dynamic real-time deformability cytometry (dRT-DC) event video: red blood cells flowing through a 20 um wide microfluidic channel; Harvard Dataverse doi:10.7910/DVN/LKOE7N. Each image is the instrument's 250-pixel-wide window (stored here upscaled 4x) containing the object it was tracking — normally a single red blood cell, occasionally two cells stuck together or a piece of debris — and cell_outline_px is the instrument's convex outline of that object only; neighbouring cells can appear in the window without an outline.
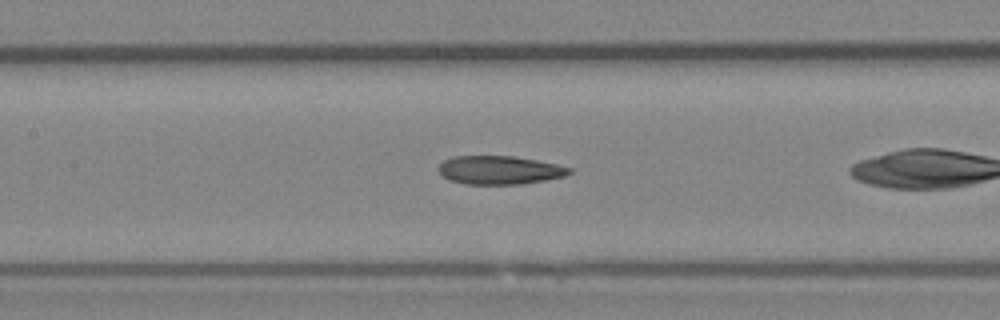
{"species": "Egyptian fruit bat (a non-hibernating species)", "species_latin": "Rousettus aegyptiacus", "temperature_condition": "room temperature", "stored_images_in_passage": 25, "camera_frame_rate_fps": 3000, "um_per_image_px": 0.085, "animal": {"sex": "female"}, "frame": {"image": 1, "passage_image": 8, "time_ms": 2.333, "image_size_px": [1000, 320], "cell_outline_px": [[572, 172], [564, 176], [544, 180], [520, 184], [468, 184], [448, 180], [436, 168], [444, 160], [452, 156], [512, 156], [536, 160], [556, 164], [572, 168]], "centroid_in_image_um": [42.44, 14.45], "position_along_channel_um": 165.0, "area_um2": 21.62}}
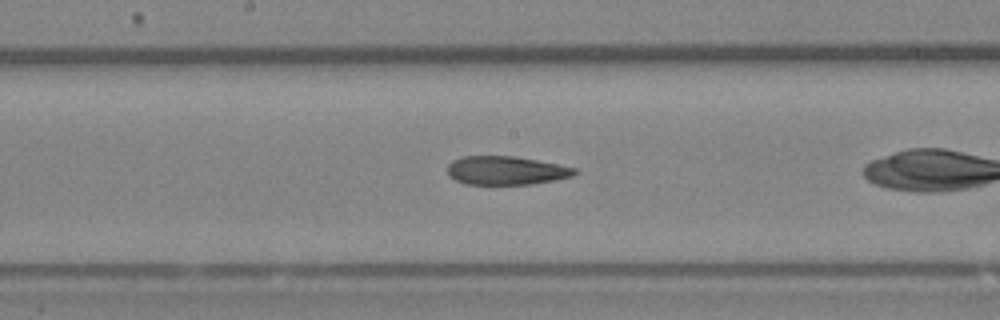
{"frame": {"image": 2, "passage_image": 11, "time_ms": 3.333, "image_size_px": [1000, 320], "cell_outline_px": [[580, 172], [572, 176], [532, 184], [464, 184], [448, 176], [448, 164], [452, 160], [464, 156], [516, 156], [576, 168]], "centroid_in_image_um": [42.99, 14.49], "position_along_channel_um": 205.2, "area_um2": 21.15}}